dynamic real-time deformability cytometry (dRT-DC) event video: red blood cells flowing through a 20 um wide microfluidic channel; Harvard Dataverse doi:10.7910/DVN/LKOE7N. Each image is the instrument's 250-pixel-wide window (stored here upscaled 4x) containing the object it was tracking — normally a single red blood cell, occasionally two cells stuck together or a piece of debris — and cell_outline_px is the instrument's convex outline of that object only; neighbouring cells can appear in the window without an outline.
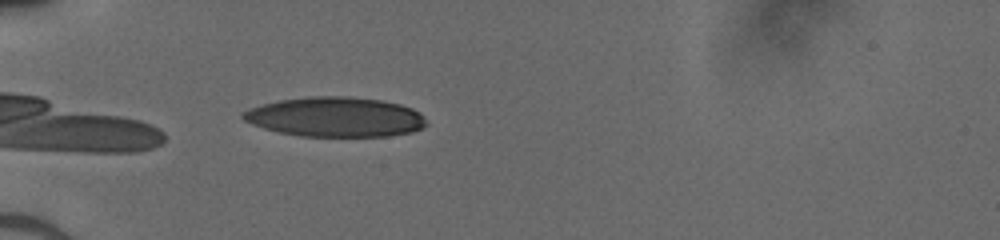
{"species": "human", "species_latin": "Homo sapiens", "temperature_condition": "cold", "stored_images_in_passage": 31, "camera_frame_rate_fps": 3000, "um_per_image_px": 0.085, "donor": {"sex": "male"}, "frame": {"image": 1, "passage_image": 2, "time_ms": 0.333, "image_size_px": [1000, 240], "cell_outline_px": [[428, 124], [412, 132], [388, 136], [300, 136], [280, 132], [264, 128], [252, 124], [244, 120], [240, 116], [240, 112], [248, 108], [280, 100], [308, 96], [348, 96], [384, 100], [400, 104], [412, 108], [420, 112], [424, 116]], "centroid_in_image_um": [28.51, 9.93], "position_along_channel_um": 56.5, "area_um2": 42.71}}
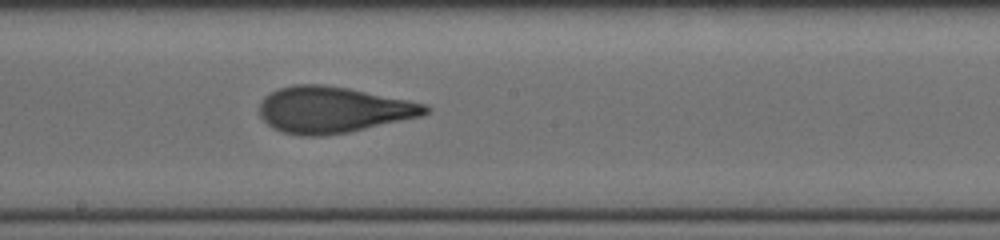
{"frame": {"image": 2, "passage_image": 15, "time_ms": 4.667, "image_size_px": [1000, 240], "cell_outline_px": [[432, 112], [424, 116], [348, 132], [320, 136], [300, 136], [284, 132], [272, 128], [260, 116], [260, 104], [264, 96], [280, 88], [296, 84], [320, 84], [348, 88], [428, 104], [432, 108]], "centroid_in_image_um": [28.36, 9.33], "position_along_channel_um": 219.8, "area_um2": 44.8}}
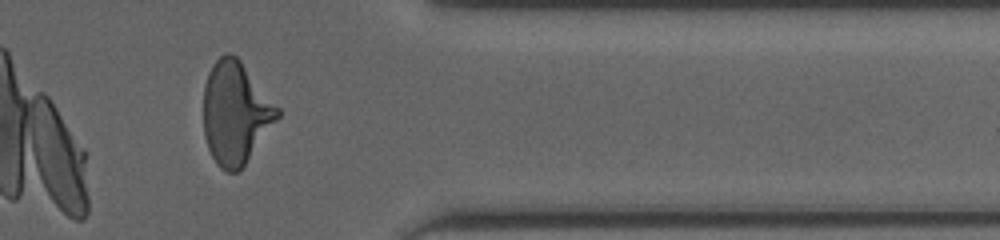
{"frame": {"image": 3, "passage_image": 28, "time_ms": 9.0, "image_size_px": [1000, 240], "cell_outline_px": [[280, 116], [244, 164], [236, 172], [228, 172], [220, 168], [216, 164], [208, 148], [204, 136], [204, 84], [208, 72], [212, 64], [224, 52], [228, 52], [236, 56], [240, 60], [280, 108]], "centroid_in_image_um": [20.0, 9.57], "position_along_channel_um": 391.4, "area_um2": 43.99}}